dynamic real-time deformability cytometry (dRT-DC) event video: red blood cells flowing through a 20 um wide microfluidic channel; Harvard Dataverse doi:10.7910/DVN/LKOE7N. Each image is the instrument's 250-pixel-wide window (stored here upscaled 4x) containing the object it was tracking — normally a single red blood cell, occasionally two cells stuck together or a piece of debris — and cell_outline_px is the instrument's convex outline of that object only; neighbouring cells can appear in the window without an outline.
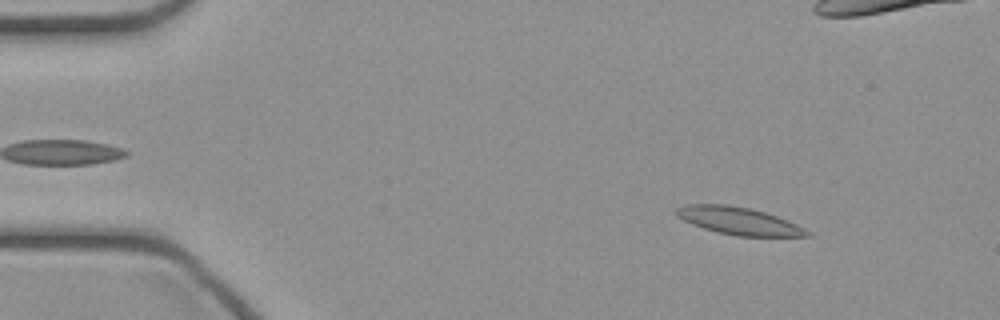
{"species": "common noctule bat (a hibernating species)", "species_latin": "Nyctalus noctula", "temperature_condition": "cold", "stored_images_in_passage": 47, "camera_frame_rate_fps": 3000, "um_per_image_px": 0.085, "animal": {"sex": "female", "body_mass_g": 21.9}, "frame": {"image": 1, "passage_image": 5, "time_ms": 1.333, "image_size_px": [1000, 320], "cell_outline_px": [[812, 236], [736, 236], [716, 232], [692, 224], [676, 216], [676, 208], [688, 204], [728, 204], [748, 208], [764, 212], [776, 216], [796, 224], [812, 232]], "centroid_in_image_um": [62.79, 18.78], "position_along_channel_um": 22.2, "area_um2": 20.81}}
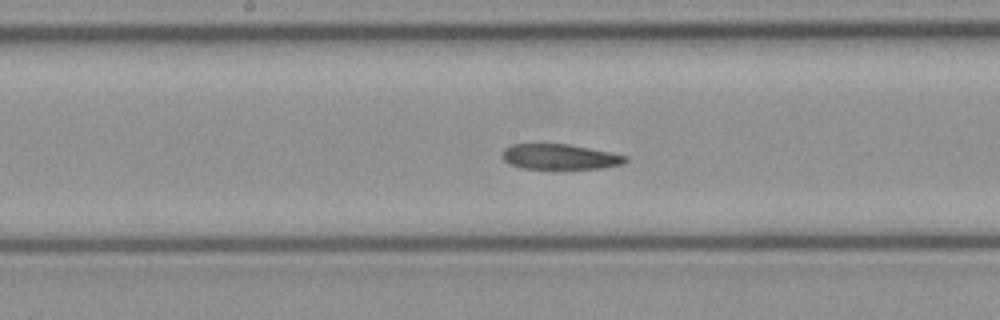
{"frame": {"image": 2, "passage_image": 23, "time_ms": 7.333, "image_size_px": [1000, 320], "cell_outline_px": [[628, 160], [624, 164], [604, 168], [520, 168], [508, 164], [500, 156], [504, 148], [512, 144], [568, 144], [628, 156]], "centroid_in_image_um": [47.55, 13.32], "position_along_channel_um": 200.6, "area_um2": 18.15}}
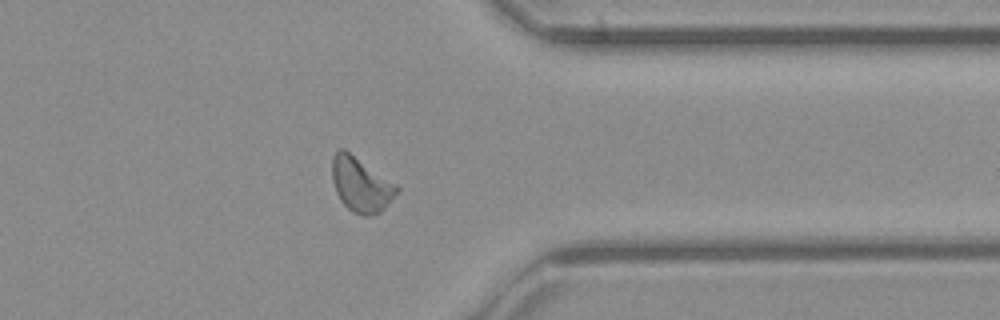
{"frame": {"image": 3, "passage_image": 36, "time_ms": 11.667, "image_size_px": [1000, 320], "cell_outline_px": [[400, 188], [384, 208], [380, 212], [368, 216], [364, 216], [352, 212], [340, 200], [336, 192], [332, 180], [332, 156], [340, 148], [344, 148], [396, 184]], "centroid_in_image_um": [30.65, 15.68], "position_along_channel_um": 380.8, "area_um2": 20.4}}